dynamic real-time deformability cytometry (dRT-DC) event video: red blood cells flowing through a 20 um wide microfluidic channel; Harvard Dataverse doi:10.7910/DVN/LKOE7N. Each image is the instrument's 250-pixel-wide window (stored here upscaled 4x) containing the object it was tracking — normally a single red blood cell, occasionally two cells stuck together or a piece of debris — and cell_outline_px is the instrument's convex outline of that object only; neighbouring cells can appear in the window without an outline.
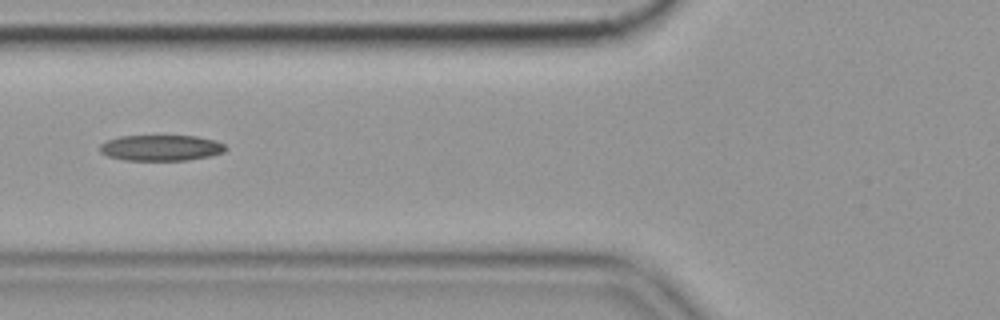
{"species": "common noctule bat (a hibernating species)", "species_latin": "Nyctalus noctula", "temperature_condition": "cold", "stored_images_in_passage": 41, "camera_frame_rate_fps": 3000, "um_per_image_px": 0.085, "animal": {"sex": "female", "body_mass_g": 19.9}, "frame": {"image": 1, "passage_image": 7, "time_ms": 2.0, "image_size_px": [1000, 320], "cell_outline_px": [[228, 148], [224, 152], [208, 156], [188, 160], [124, 160], [108, 156], [100, 152], [100, 144], [108, 140], [120, 136], [196, 136], [216, 140], [224, 144]], "centroid_in_image_um": [13.7, 12.56], "position_along_channel_um": 112.1, "area_um2": 18.9}, "authors_computed_cell_mechanics": {"area_um2": 18.9584, "velocity_mm_per_s": 3.5655, "shape_relaxation_time_tau1_ms": null, "shape_relaxation_time_tau2_ms": 6.0692, "deformation_change_tau1": null, "deformation_change_tau2": 0.1633}}